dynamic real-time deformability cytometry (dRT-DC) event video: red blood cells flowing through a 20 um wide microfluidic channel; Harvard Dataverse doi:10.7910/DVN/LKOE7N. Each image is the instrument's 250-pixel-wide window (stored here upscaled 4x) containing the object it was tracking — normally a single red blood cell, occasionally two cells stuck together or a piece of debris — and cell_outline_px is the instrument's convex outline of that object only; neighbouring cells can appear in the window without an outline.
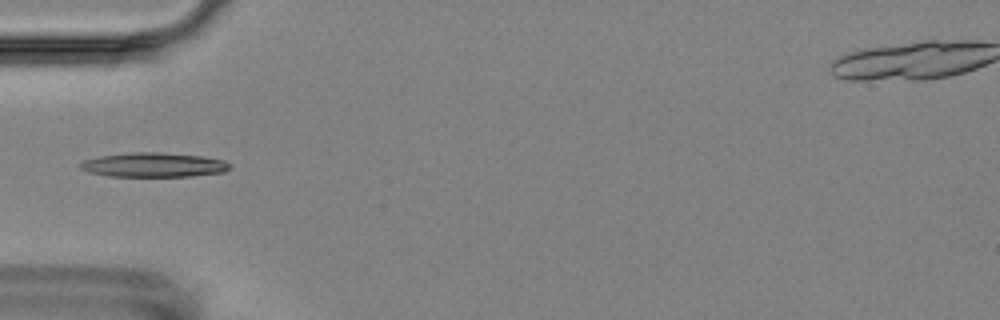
{"species": "Egyptian fruit bat (a non-hibernating species)", "species_latin": "Rousettus aegyptiacus", "temperature_condition": "room temperature", "stored_images_in_passage": 4, "camera_frame_rate_fps": 3000, "um_per_image_px": 0.085, "animal": {"sex": "female"}, "frame": {"image": 1, "passage_image": 4, "time_ms": 4.0, "image_size_px": [1000, 320], "cell_outline_px": [[228, 168], [224, 172], [192, 176], [108, 176], [88, 172], [80, 168], [80, 164], [84, 160], [100, 156], [132, 152], [160, 152], [204, 156], [224, 160], [228, 164]], "centroid_in_image_um": [13.05, 14.01], "position_along_channel_um": 72.0, "area_um2": 21.15}}